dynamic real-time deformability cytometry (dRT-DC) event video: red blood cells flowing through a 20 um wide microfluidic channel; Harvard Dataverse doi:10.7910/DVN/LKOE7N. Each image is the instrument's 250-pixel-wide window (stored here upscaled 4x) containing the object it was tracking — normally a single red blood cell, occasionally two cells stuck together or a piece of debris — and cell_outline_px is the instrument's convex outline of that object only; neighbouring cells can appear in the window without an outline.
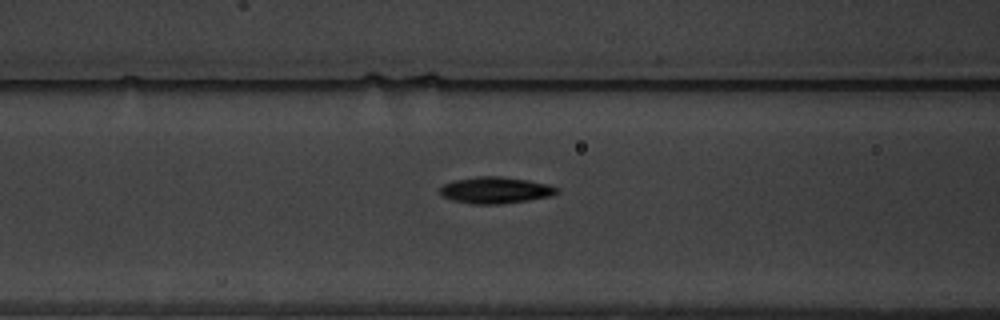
{"species": "common noctule bat (a hibernating species)", "species_latin": "Nyctalus noctula", "temperature_condition": "warm", "stored_images_in_passage": 5, "camera_frame_rate_fps": 3000, "um_per_image_px": 0.085, "animal": {"sex": "male", "body_mass_g": 19.5, "forearm_length_mm": 54.6}, "frame": {"image": 1, "passage_image": 5, "time_ms": 4.667, "image_size_px": [1000, 320], "cell_outline_px": [[560, 192], [552, 196], [528, 200], [500, 204], [472, 204], [452, 200], [440, 196], [440, 188], [444, 184], [452, 180], [476, 176], [500, 176], [528, 180], [548, 184], [560, 188]], "centroid_in_image_um": [42.12, 16.16], "position_along_channel_um": 124.5, "area_um2": 18.32}}